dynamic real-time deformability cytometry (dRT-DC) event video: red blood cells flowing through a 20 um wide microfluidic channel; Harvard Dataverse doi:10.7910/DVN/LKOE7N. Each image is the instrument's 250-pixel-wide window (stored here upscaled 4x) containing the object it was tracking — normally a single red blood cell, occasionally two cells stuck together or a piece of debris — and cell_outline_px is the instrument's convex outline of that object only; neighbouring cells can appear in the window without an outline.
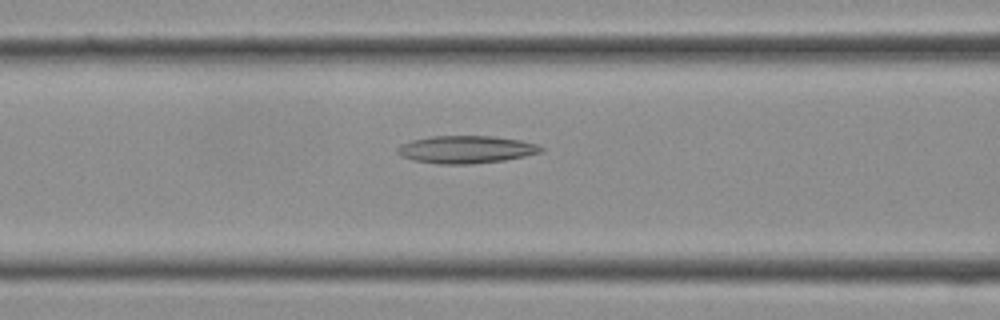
{"species": "Egyptian fruit bat (a non-hibernating species)", "species_latin": "Rousettus aegyptiacus", "temperature_condition": "cold", "stored_images_in_passage": 17, "camera_frame_rate_fps": 3000, "um_per_image_px": 0.085, "frame": {"image": 1, "passage_image": 9, "time_ms": 2.667, "image_size_px": [1000, 320], "cell_outline_px": [[544, 152], [504, 160], [472, 164], [436, 164], [412, 160], [400, 156], [396, 152], [396, 148], [400, 144], [412, 140], [428, 136], [492, 136], [520, 140], [536, 144], [544, 148]], "centroid_in_image_um": [39.57, 12.71], "position_along_channel_um": 127.0, "area_um2": 23.29}}
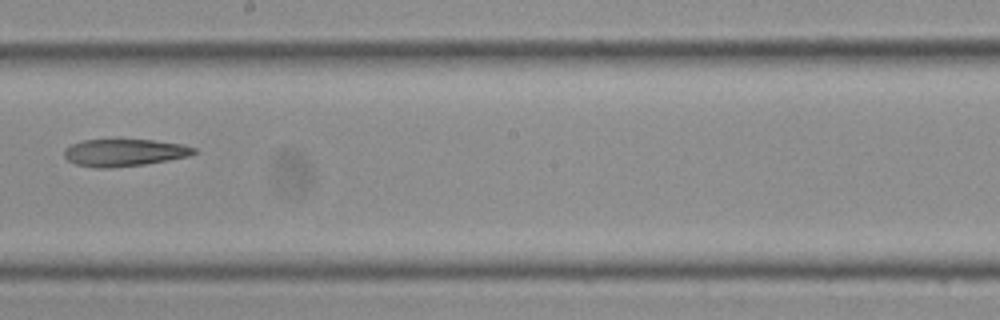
{"frame": {"image": 2, "passage_image": 14, "time_ms": 4.333, "image_size_px": [1000, 320], "cell_outline_px": [[196, 152], [188, 156], [168, 160], [144, 164], [108, 168], [96, 168], [76, 164], [68, 160], [64, 156], [64, 148], [72, 144], [84, 140], [152, 140], [184, 144], [196, 148]], "centroid_in_image_um": [10.56, 12.97], "position_along_channel_um": 237.6, "area_um2": 20.46}}
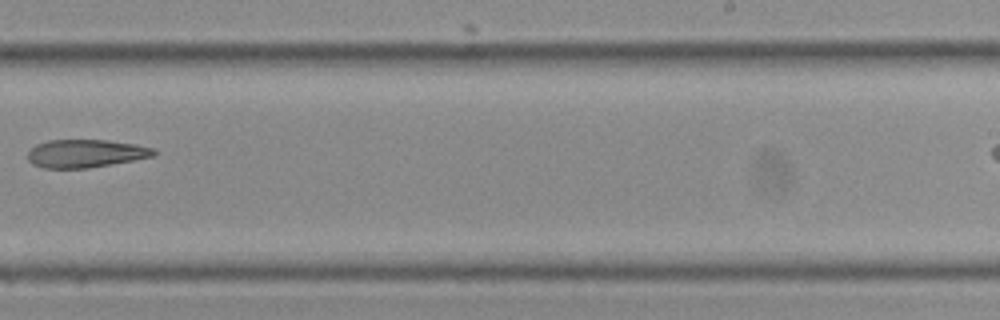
{"frame": {"image": 3, "passage_image": 16, "time_ms": 5.0, "image_size_px": [1000, 320], "cell_outline_px": [[160, 152], [156, 156], [112, 164], [88, 168], [44, 168], [32, 164], [28, 160], [28, 148], [36, 144], [48, 140], [108, 140], [136, 144], [156, 148]], "centroid_in_image_um": [7.32, 13.04], "position_along_channel_um": 281.7, "area_um2": 20.98}}